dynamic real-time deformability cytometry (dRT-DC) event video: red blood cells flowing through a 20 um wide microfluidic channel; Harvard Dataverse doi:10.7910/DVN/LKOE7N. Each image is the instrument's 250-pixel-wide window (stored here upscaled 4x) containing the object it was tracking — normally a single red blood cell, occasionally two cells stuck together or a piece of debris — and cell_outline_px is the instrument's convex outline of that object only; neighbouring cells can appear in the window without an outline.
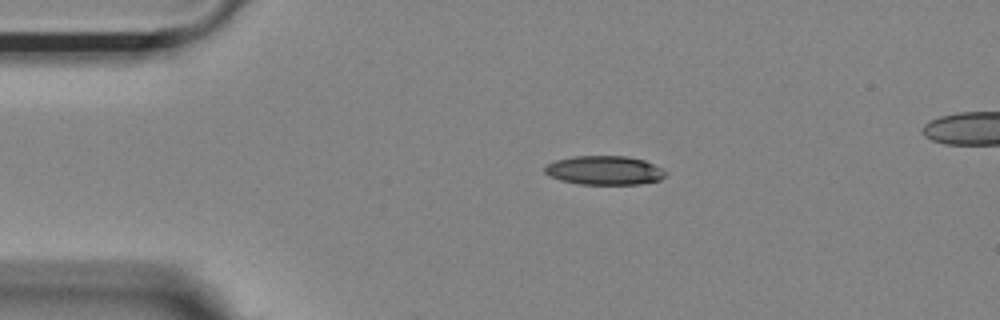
{"species": "Egyptian fruit bat (a non-hibernating species)", "species_latin": "Rousettus aegyptiacus", "temperature_condition": "room temperature", "stored_images_in_passage": 44, "camera_frame_rate_fps": 3000, "um_per_image_px": 0.085, "animal": {"sex": "female"}, "frame": {"image": 1, "passage_image": 1, "time_ms": 0.0, "image_size_px": [1000, 320], "cell_outline_px": [[668, 172], [660, 180], [640, 184], [580, 184], [560, 180], [548, 176], [544, 172], [544, 168], [548, 164], [556, 160], [572, 156], [628, 156], [644, 160]], "centroid_in_image_um": [51.36, 14.48], "position_along_channel_um": 33.6, "area_um2": 20.4}}
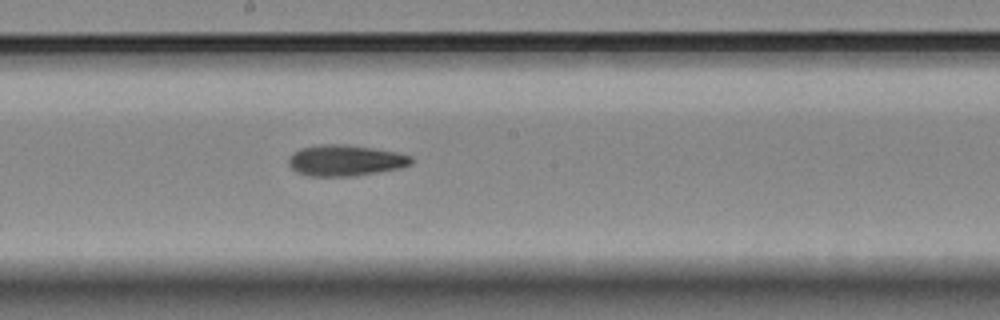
{"frame": {"image": 2, "passage_image": 19, "time_ms": 6.0, "image_size_px": [1000, 320], "cell_outline_px": [[412, 164], [400, 168], [356, 176], [308, 176], [296, 172], [288, 164], [288, 156], [292, 152], [300, 148], [320, 144], [348, 144], [396, 152], [412, 156]], "centroid_in_image_um": [29.32, 13.63], "position_along_channel_um": 218.9, "area_um2": 22.43}}
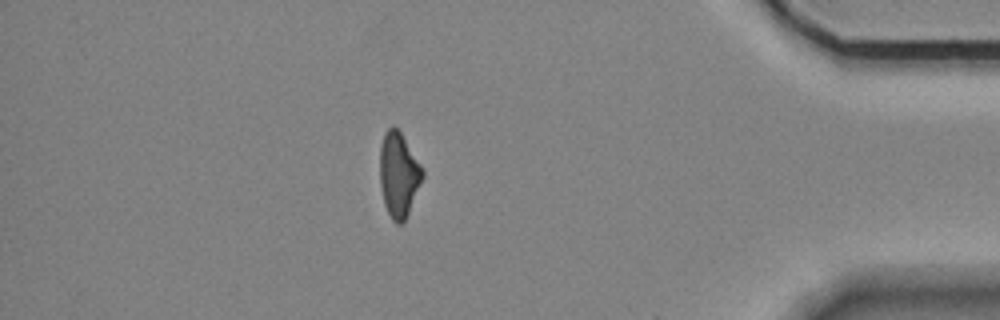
{"frame": {"image": 3, "passage_image": 37, "time_ms": 12.0, "image_size_px": [1000, 320], "cell_outline_px": [[424, 176], [408, 212], [404, 220], [400, 224], [396, 224], [392, 220], [384, 204], [380, 184], [380, 148], [384, 132], [392, 124], [400, 132], [420, 164], [424, 172]], "centroid_in_image_um": [33.87, 14.84], "position_along_channel_um": 401.3, "area_um2": 20.75}, "authors_computed_cell_mechanics": {"area_um2": 21.6461, "velocity_mm_per_s": 3.709, "shape_relaxation_time_tau1_ms": 7.0123, "shape_relaxation_time_tau2_ms": null, "deformation_change_tau1": 0.2002, "deformation_change_tau2": null}}